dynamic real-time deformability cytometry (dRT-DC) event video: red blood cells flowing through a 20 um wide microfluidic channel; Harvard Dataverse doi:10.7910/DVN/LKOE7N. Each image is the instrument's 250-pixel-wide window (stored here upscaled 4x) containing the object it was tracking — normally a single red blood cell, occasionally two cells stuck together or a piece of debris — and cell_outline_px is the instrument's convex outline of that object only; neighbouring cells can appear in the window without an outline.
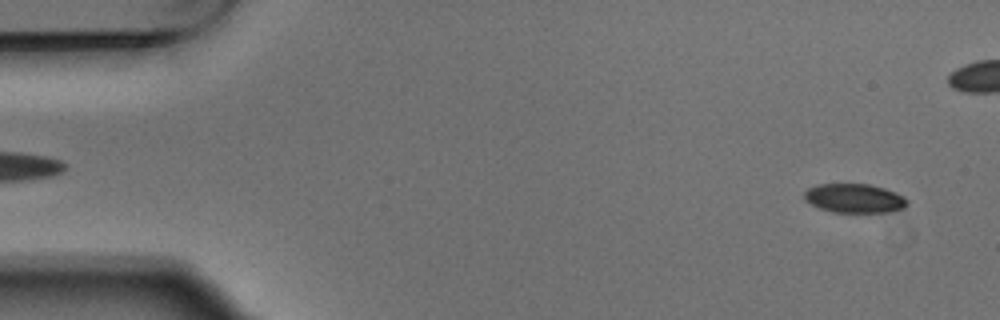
{"species": "Egyptian fruit bat (a non-hibernating species)", "species_latin": "Rousettus aegyptiacus", "temperature_condition": "warm", "stored_images_in_passage": 4, "segment_of_instrument_passage": [2, 2], "camera_frame_rate_fps": 3000, "um_per_image_px": 0.085, "animal": {"sex": "male"}, "frame": {"image": 1, "passage_image": 4, "time_ms": 1.0, "image_size_px": [1000, 320], "cell_outline_px": [[908, 204], [904, 208], [892, 212], [832, 212], [820, 208], [804, 200], [804, 192], [808, 188], [816, 184], [868, 184], [884, 188], [904, 196], [908, 200]], "centroid_in_image_um": [72.63, 16.85], "position_along_channel_um": 12.4, "area_um2": 17.51}}